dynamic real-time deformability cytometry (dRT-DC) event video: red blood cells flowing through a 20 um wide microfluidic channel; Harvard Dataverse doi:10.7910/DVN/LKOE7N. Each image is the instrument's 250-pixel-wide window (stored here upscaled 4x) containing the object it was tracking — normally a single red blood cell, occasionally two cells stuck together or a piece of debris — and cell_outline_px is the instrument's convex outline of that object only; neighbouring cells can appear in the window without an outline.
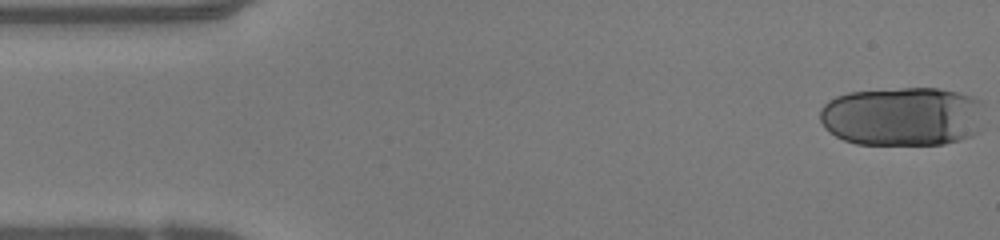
{"species": "human", "species_latin": "Homo sapiens", "temperature_condition": "warm", "stored_images_in_passage": 24, "segment_of_instrument_passage": [1, 2], "camera_frame_rate_fps": 3000, "um_per_image_px": 0.085, "donor": {"sex": "female"}, "frame": {"image": 1, "passage_image": 1, "time_ms": 0.0, "image_size_px": [1000, 240], "cell_outline_px": [[984, 104], [980, 132], [972, 136], [960, 140], [944, 144], [856, 144], [844, 140], [836, 136], [820, 120], [820, 108], [828, 100], [836, 96], [848, 92], [900, 88], [940, 88], [960, 92], [984, 100]], "centroid_in_image_um": [76.79, 9.88], "position_along_channel_um": 8.2, "area_um2": 57.45}}
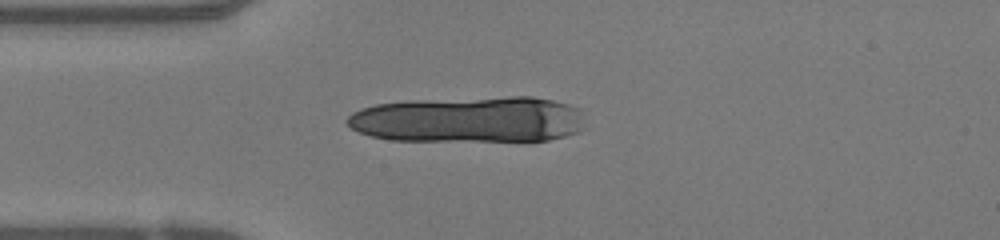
{"frame": {"image": 2, "passage_image": 12, "time_ms": 3.667, "image_size_px": [1000, 240], "cell_outline_px": [[584, 128], [580, 132], [548, 140], [392, 140], [372, 136], [360, 132], [352, 128], [344, 120], [352, 112], [360, 108], [376, 104], [408, 100], [508, 96], [532, 96], [552, 100], [568, 104], [580, 108]], "centroid_in_image_um": [39.86, 10.14], "position_along_channel_um": 45.1, "area_um2": 64.33}}